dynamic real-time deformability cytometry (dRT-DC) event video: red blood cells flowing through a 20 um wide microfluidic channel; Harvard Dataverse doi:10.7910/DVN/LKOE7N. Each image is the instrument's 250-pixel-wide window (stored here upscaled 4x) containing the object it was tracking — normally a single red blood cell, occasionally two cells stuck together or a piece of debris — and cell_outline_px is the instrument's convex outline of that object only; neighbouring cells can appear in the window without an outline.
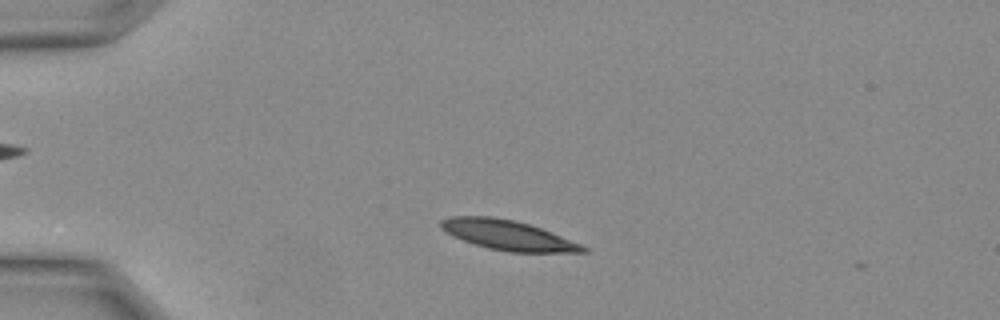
{"species": "Egyptian fruit bat (a non-hibernating species)", "species_latin": "Rousettus aegyptiacus", "temperature_condition": "warm", "stored_images_in_passage": 13, "camera_frame_rate_fps": 3000, "um_per_image_px": 0.085, "animal": {"sex": "female"}, "frame": {"image": 1, "passage_image": 4, "time_ms": 1.0, "image_size_px": [1000, 320], "cell_outline_px": [[588, 252], [508, 252], [488, 248], [452, 236], [440, 228], [440, 220], [452, 216], [492, 216], [516, 220], [552, 232], [580, 244], [588, 248]], "centroid_in_image_um": [43.14, 19.98], "position_along_channel_um": 41.9, "area_um2": 24.57}}
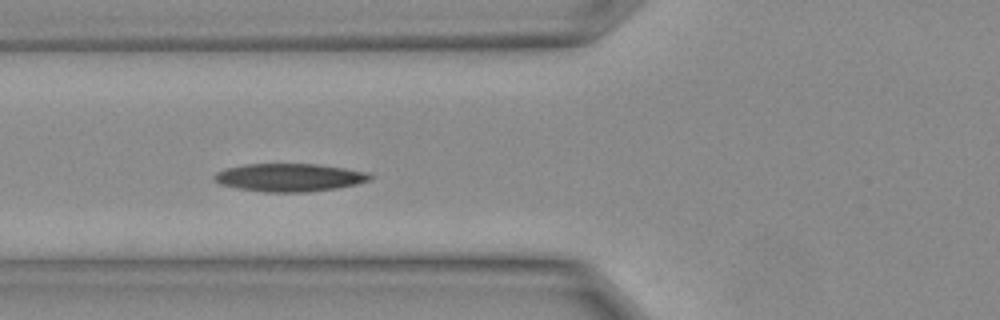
{"frame": {"image": 2, "passage_image": 8, "time_ms": 2.333, "image_size_px": [1000, 320], "cell_outline_px": [[372, 176], [368, 180], [356, 184], [336, 188], [304, 192], [264, 192], [240, 188], [224, 184], [216, 180], [216, 172], [224, 168], [244, 164], [316, 164], [344, 168], [368, 172]], "centroid_in_image_um": [24.62, 15.07], "position_along_channel_um": 101.2, "area_um2": 24.97}}
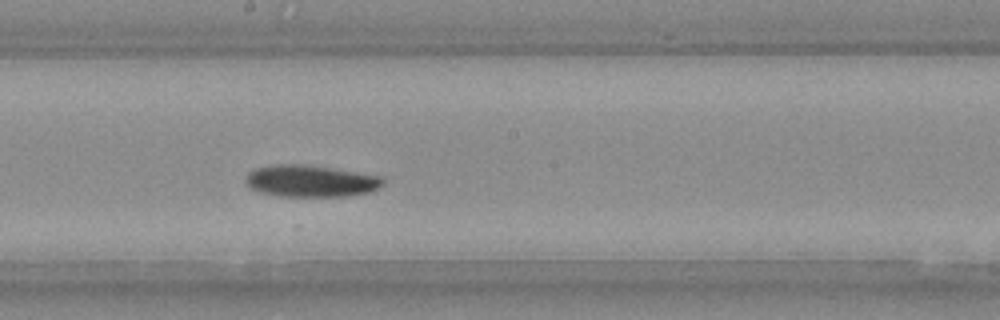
{"frame": {"image": 3, "passage_image": 13, "time_ms": 4.0, "image_size_px": [1000, 320], "cell_outline_px": [[384, 184], [368, 192], [344, 196], [280, 196], [260, 192], [248, 188], [244, 180], [248, 172], [256, 168], [276, 164], [300, 164], [332, 168], [384, 176]], "centroid_in_image_um": [26.38, 15.38], "position_along_channel_um": 221.8, "area_um2": 25.49}}